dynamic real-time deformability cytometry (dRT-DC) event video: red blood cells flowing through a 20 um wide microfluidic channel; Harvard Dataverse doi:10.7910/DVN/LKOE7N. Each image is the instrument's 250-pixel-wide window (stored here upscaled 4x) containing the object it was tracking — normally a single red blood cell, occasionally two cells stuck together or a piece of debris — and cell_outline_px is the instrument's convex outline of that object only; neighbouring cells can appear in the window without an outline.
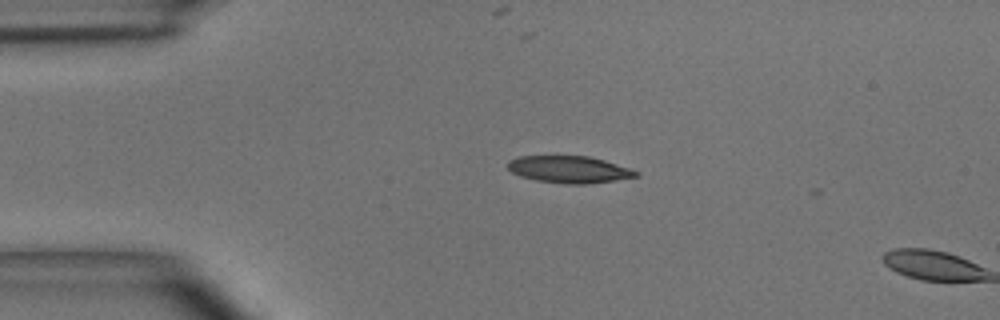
{"species": "common noctule bat (a hibernating species)", "species_latin": "Nyctalus noctula", "temperature_condition": "room temperature", "stored_images_in_passage": 11, "camera_frame_rate_fps": 3000, "um_per_image_px": 0.085, "animal": {"sex": "male", "body_mass_g": 15.6}, "frame": {"image": 1, "passage_image": 10, "time_ms": 3.0, "image_size_px": [1000, 320], "cell_outline_px": [[640, 176], [616, 180], [584, 184], [568, 184], [536, 180], [520, 176], [512, 172], [508, 168], [508, 160], [520, 156], [588, 156], [604, 160], [640, 172]], "centroid_in_image_um": [48.38, 14.4], "position_along_channel_um": 36.6, "area_um2": 20.06}}